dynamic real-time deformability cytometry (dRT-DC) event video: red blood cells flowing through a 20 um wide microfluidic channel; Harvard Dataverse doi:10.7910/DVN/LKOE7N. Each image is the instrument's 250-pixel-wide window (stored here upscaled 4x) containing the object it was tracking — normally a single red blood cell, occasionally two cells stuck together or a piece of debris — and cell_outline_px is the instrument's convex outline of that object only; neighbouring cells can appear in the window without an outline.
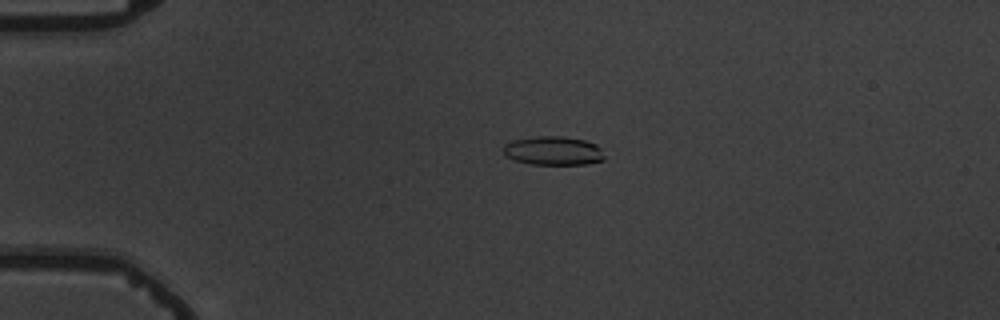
{"species": "common noctule bat (a hibernating species)", "species_latin": "Nyctalus noctula", "temperature_condition": "warm", "stored_images_in_passage": 4, "camera_frame_rate_fps": 3000, "um_per_image_px": 0.085, "animal": {"sex": "male", "body_mass_g": 19.5, "forearm_length_mm": 54.6}, "frame": {"image": 1, "passage_image": 2, "time_ms": 1.333, "image_size_px": [1000, 320], "cell_outline_px": [[604, 160], [584, 164], [532, 164], [516, 160], [504, 156], [504, 144], [512, 140], [536, 136], [564, 136], [584, 140], [596, 144], [600, 148], [604, 156]], "centroid_in_image_um": [47.02, 12.8], "position_along_channel_um": 38.0, "area_um2": 16.94}}